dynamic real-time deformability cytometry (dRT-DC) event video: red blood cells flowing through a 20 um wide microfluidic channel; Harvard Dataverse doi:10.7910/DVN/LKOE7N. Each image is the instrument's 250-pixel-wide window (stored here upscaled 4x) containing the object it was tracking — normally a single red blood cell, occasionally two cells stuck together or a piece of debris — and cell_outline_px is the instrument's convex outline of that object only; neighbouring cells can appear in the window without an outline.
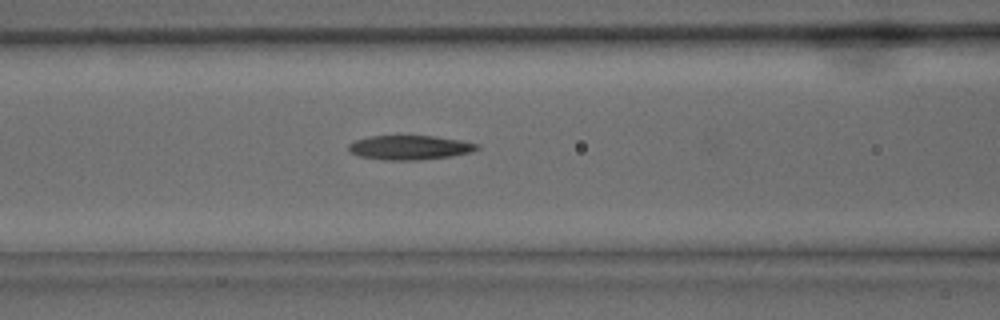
{"species": "common noctule bat (a hibernating species)", "species_latin": "Nyctalus noctula", "temperature_condition": "warm", "stored_images_in_passage": 30, "camera_frame_rate_fps": 3000, "um_per_image_px": 0.085, "animal": {"sex": "male", "body_mass_g": 15.6}, "frame": {"image": 1, "passage_image": 6, "time_ms": 1.667, "image_size_px": [1000, 320], "cell_outline_px": [[480, 148], [472, 152], [452, 156], [416, 160], [384, 160], [360, 156], [352, 152], [348, 148], [348, 144], [356, 140], [368, 136], [436, 136], [460, 140], [480, 144]], "centroid_in_image_um": [34.87, 12.53], "position_along_channel_um": 131.7, "area_um2": 18.21}}
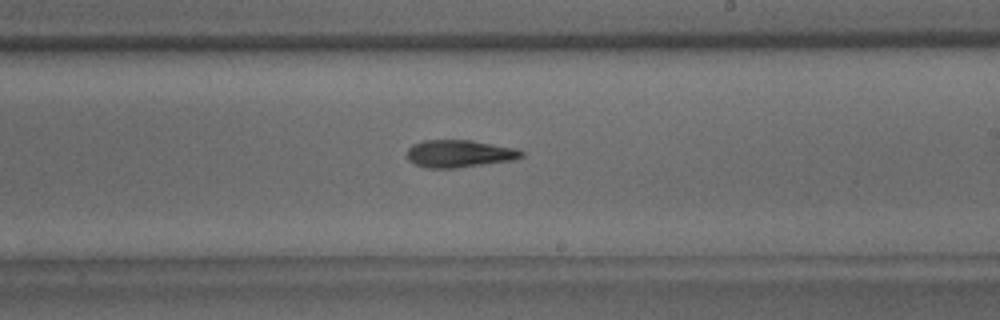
{"frame": {"image": 2, "passage_image": 13, "time_ms": 4.0, "image_size_px": [1000, 320], "cell_outline_px": [[524, 156], [512, 160], [456, 168], [424, 168], [408, 160], [408, 148], [412, 144], [424, 140], [472, 140], [516, 148], [524, 152]], "centroid_in_image_um": [39.04, 13.05], "position_along_channel_um": 250.0, "area_um2": 18.32}}
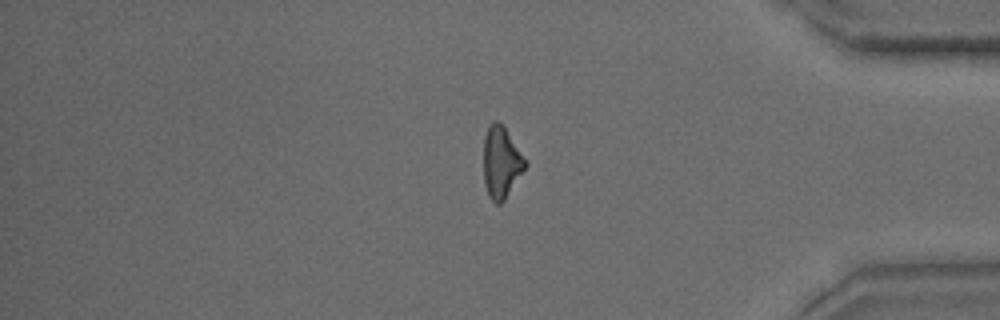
{"frame": {"image": 3, "passage_image": 23, "time_ms": 7.333, "image_size_px": [1000, 320], "cell_outline_px": [[528, 164], [504, 200], [500, 204], [496, 204], [488, 196], [484, 184], [484, 136], [488, 124], [492, 120], [496, 120], [504, 124], [528, 160]], "centroid_in_image_um": [42.62, 13.73], "position_along_channel_um": 392.6, "area_um2": 17.92}}